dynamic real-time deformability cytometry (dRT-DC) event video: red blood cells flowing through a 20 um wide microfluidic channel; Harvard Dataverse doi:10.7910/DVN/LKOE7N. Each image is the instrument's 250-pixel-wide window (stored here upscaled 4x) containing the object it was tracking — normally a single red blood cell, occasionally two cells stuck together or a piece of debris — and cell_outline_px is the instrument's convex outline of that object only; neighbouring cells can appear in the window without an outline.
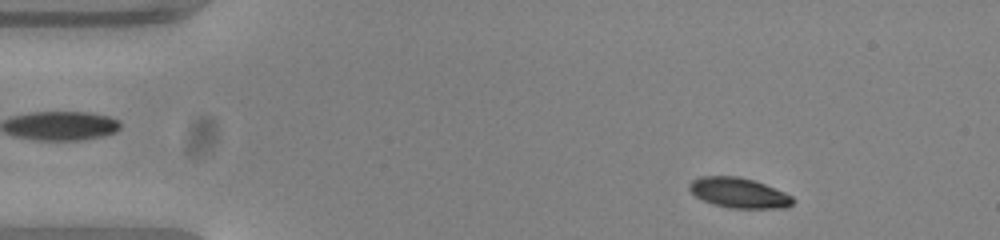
{"species": "common noctule bat (a hibernating species)", "species_latin": "Nyctalus noctula", "temperature_condition": "warm", "stored_images_in_passage": 51, "camera_frame_rate_fps": 3000, "um_per_image_px": 0.085, "animal": {"sex": "female", "body_mass_g": 23.0, "forearm_length_mm": 53.4}, "frame": {"image": 1, "passage_image": 5, "time_ms": 1.333, "image_size_px": [1000, 240], "cell_outline_px": [[796, 200], [792, 204], [784, 208], [728, 208], [712, 204], [696, 196], [688, 188], [688, 184], [692, 180], [700, 176], [736, 176], [752, 180], [764, 184], [784, 192], [792, 196]], "centroid_in_image_um": [62.79, 16.4], "position_along_channel_um": 22.2, "area_um2": 18.15}}
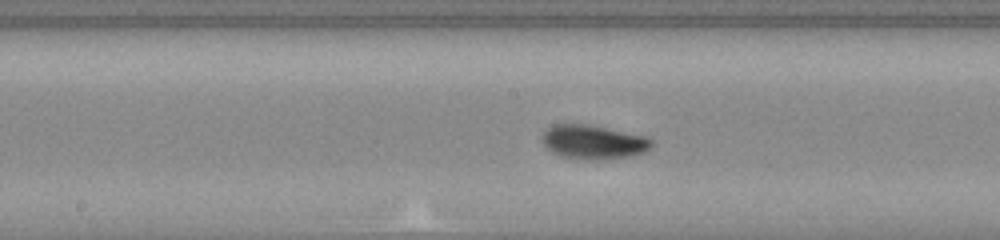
{"frame": {"image": 2, "passage_image": 25, "time_ms": 8.0, "image_size_px": [1000, 240], "cell_outline_px": [[652, 144], [644, 152], [628, 156], [604, 160], [584, 160], [560, 156], [552, 152], [544, 144], [544, 132], [552, 124], [588, 124], [648, 136], [652, 140]], "centroid_in_image_um": [50.45, 12.07], "position_along_channel_um": 197.7, "area_um2": 21.73}}
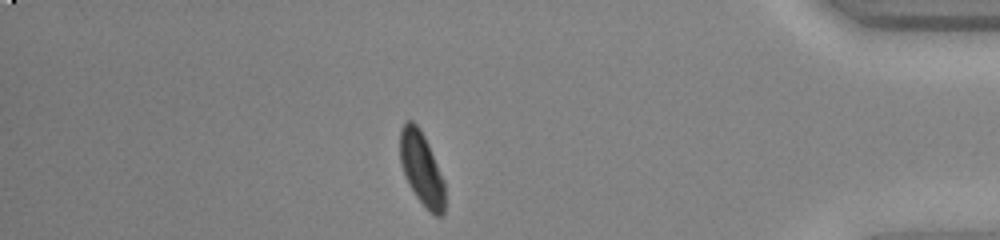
{"frame": {"image": 3, "passage_image": 44, "time_ms": 14.333, "image_size_px": [1000, 240], "cell_outline_px": [[444, 212], [440, 216], [436, 216], [416, 196], [408, 184], [400, 160], [400, 128], [408, 120], [412, 120], [420, 128], [428, 144], [444, 180]], "centroid_in_image_um": [35.82, 14.29], "position_along_channel_um": 399.4, "area_um2": 18.73}, "authors_computed_cell_mechanics": {"area_um2": 19.5364, "velocity_mm_per_s": 3.8265, "shape_relaxation_time_tau1_ms": 2.2893, "shape_relaxation_time_tau2_ms": 1.9811, "deformation_change_tau1": 0.1574, "deformation_change_tau2": 0.0574}}